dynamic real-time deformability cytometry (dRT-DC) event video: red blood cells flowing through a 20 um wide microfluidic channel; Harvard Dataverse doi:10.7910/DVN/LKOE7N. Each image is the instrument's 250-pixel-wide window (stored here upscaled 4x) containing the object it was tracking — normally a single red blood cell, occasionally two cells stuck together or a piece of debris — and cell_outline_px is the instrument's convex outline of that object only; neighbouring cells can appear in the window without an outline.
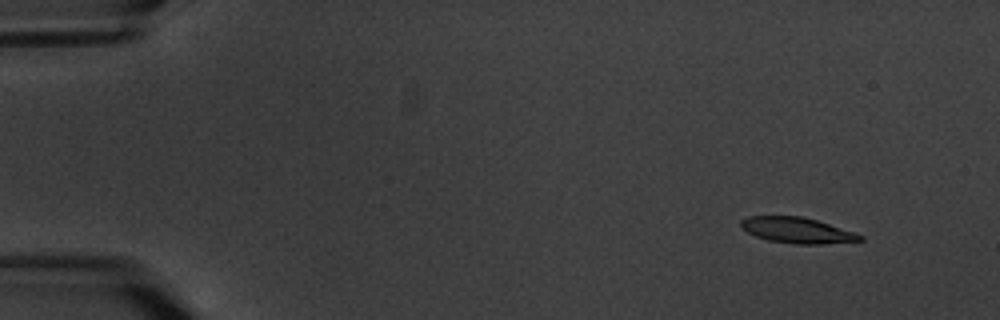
{"species": "common noctule bat (a hibernating species)", "species_latin": "Nyctalus noctula", "temperature_condition": "warm", "stored_images_in_passage": 6, "camera_frame_rate_fps": 3000, "um_per_image_px": 0.085, "animal": {"sex": "male", "body_mass_g": 20.1, "forearm_length_mm": 53.5}, "frame": {"image": 1, "passage_image": 1, "time_ms": 0.0, "image_size_px": [1000, 320], "cell_outline_px": [[864, 240], [820, 244], [796, 244], [768, 240], [756, 236], [748, 232], [740, 224], [740, 220], [748, 216], [800, 216], [816, 220], [864, 236]], "centroid_in_image_um": [67.73, 19.57], "position_along_channel_um": 17.3, "area_um2": 17.51}}
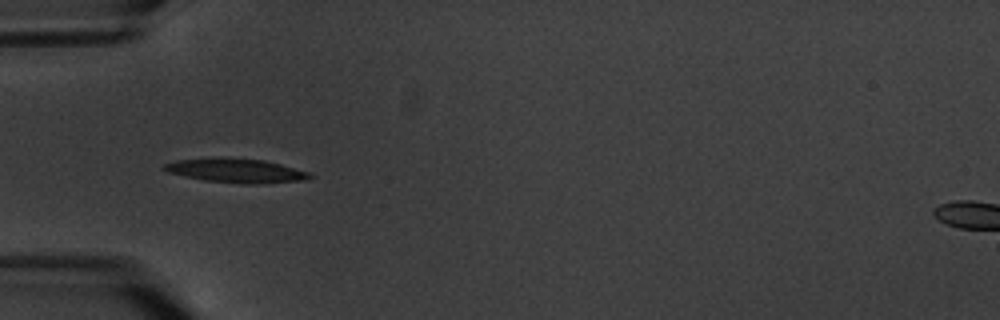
{"frame": {"image": 2, "passage_image": 5, "time_ms": 4.667, "image_size_px": [1000, 320], "cell_outline_px": [[316, 176], [308, 180], [252, 184], [244, 184], [204, 180], [184, 176], [168, 172], [160, 168], [164, 164], [176, 160], [212, 156], [224, 156], [264, 160], [280, 164], [308, 172]], "centroid_in_image_um": [20.03, 14.48], "position_along_channel_um": 65.0, "area_um2": 20.92}}